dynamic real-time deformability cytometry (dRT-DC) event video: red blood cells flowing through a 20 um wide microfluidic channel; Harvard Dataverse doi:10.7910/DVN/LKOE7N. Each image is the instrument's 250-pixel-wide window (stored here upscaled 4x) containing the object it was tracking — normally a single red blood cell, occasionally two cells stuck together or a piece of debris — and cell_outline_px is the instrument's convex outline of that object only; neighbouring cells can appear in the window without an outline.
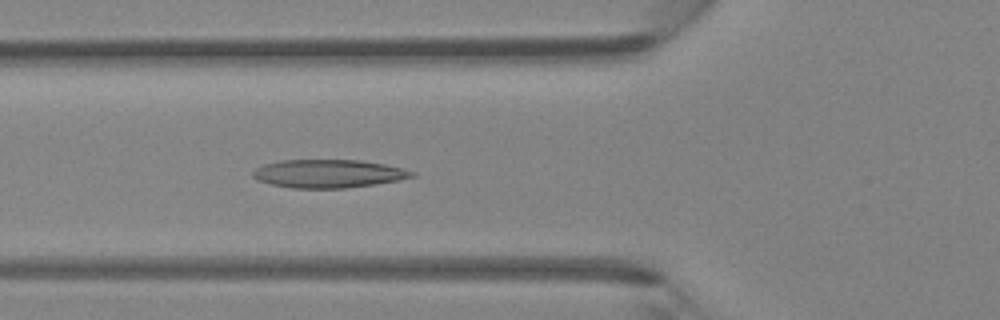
{"species": "Egyptian fruit bat (a non-hibernating species)", "species_latin": "Rousettus aegyptiacus", "temperature_condition": "room temperature", "stored_images_in_passage": 46, "camera_frame_rate_fps": 3000, "um_per_image_px": 0.085, "animal": {"sex": "female"}, "frame": {"image": 1, "passage_image": 17, "time_ms": 5.333, "image_size_px": [1000, 320], "cell_outline_px": [[416, 176], [400, 180], [376, 184], [348, 188], [292, 188], [272, 184], [260, 180], [252, 176], [252, 172], [256, 168], [264, 164], [280, 160], [360, 160], [384, 164], [416, 172]], "centroid_in_image_um": [27.94, 14.76], "position_along_channel_um": 97.9, "area_um2": 26.13}}
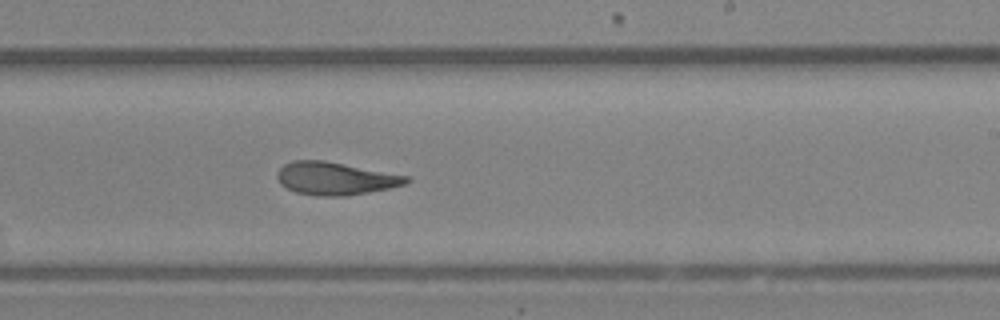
{"frame": {"image": 2, "passage_image": 28, "time_ms": 9.0, "image_size_px": [1000, 320], "cell_outline_px": [[412, 180], [404, 184], [388, 188], [344, 196], [320, 196], [296, 192], [280, 184], [276, 176], [276, 172], [284, 164], [292, 160], [324, 160], [412, 176]], "centroid_in_image_um": [28.51, 15.15], "position_along_channel_um": 260.5, "area_um2": 24.74}}
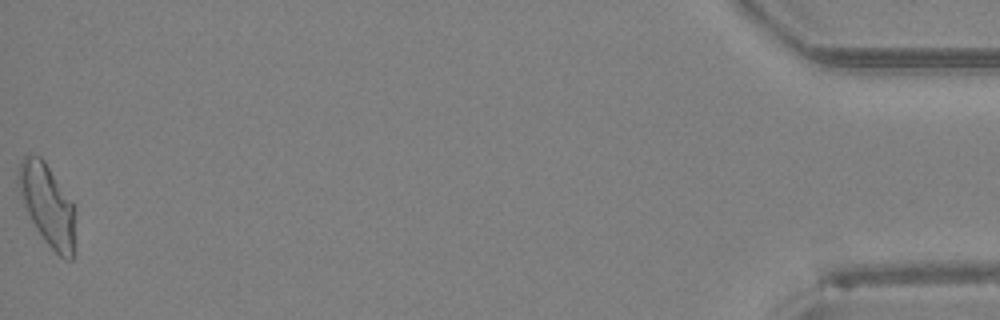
{"frame": {"image": 3, "passage_image": 46, "time_ms": 15.0, "image_size_px": [1000, 320], "cell_outline_px": [[72, 260], [64, 260], [44, 240], [36, 228], [24, 204], [16, 180], [16, 176], [20, 164], [24, 156], [40, 156], [44, 160], [72, 204]], "centroid_in_image_um": [3.96, 17.38], "position_along_channel_um": 431.2, "area_um2": 25.55}}